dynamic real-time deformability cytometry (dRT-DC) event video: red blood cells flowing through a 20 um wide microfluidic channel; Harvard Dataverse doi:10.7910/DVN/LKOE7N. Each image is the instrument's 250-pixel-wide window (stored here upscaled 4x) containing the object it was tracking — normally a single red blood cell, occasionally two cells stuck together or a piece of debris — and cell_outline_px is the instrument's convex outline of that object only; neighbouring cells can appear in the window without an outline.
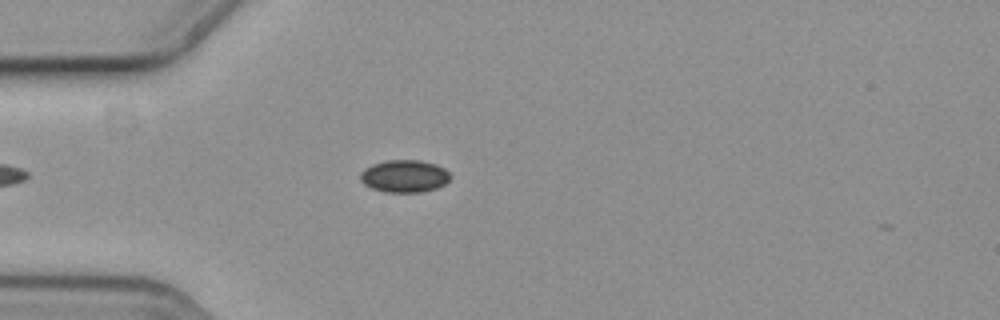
{"species": "common noctule bat (a hibernating species)", "species_latin": "Nyctalus noctula", "temperature_condition": "cold", "stored_images_in_passage": 3, "camera_frame_rate_fps": 3000, "um_per_image_px": 0.085, "animal": {"sex": "female", "body_mass_g": 19.3, "forearm_length_mm": 54.1}, "frame": {"image": 1, "passage_image": 2, "time_ms": 0.333, "image_size_px": [1000, 320], "cell_outline_px": [[452, 176], [444, 184], [436, 188], [420, 192], [388, 192], [372, 188], [364, 184], [360, 180], [360, 172], [364, 168], [372, 164], [388, 160], [420, 160], [436, 164], [444, 168]], "centroid_in_image_um": [34.37, 14.96], "position_along_channel_um": 50.6, "area_um2": 16.99}}